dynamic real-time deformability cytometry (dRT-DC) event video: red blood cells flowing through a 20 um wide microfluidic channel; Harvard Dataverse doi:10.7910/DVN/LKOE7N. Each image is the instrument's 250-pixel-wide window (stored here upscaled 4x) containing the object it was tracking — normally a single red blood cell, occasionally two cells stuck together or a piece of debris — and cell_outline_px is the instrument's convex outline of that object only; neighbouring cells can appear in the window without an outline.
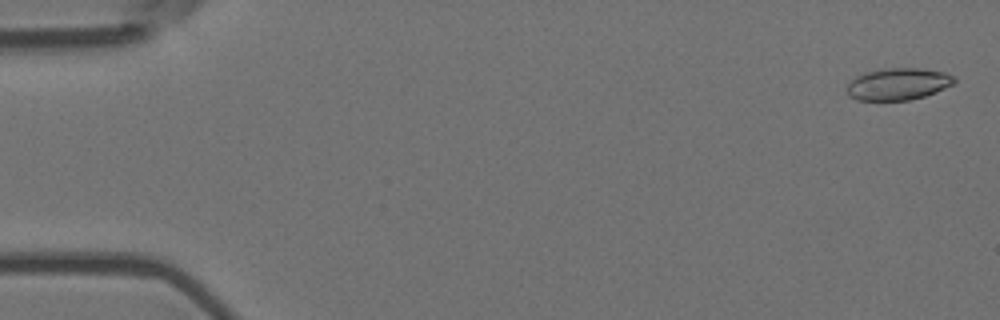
{"species": "Egyptian fruit bat (a non-hibernating species)", "species_latin": "Rousettus aegyptiacus", "temperature_condition": "room temperature", "stored_images_in_passage": 55, "camera_frame_rate_fps": 3000, "um_per_image_px": 0.085, "animal": {"sex": "female"}, "frame": {"image": 1, "passage_image": 2, "time_ms": 0.333, "image_size_px": [1000, 320], "cell_outline_px": [[956, 84], [936, 92], [924, 96], [908, 100], [856, 100], [848, 96], [848, 84], [856, 76], [864, 72], [884, 68], [920, 68], [944, 72], [956, 76]], "centroid_in_image_um": [76.38, 7.13], "position_along_channel_um": 8.6, "area_um2": 20.17}}
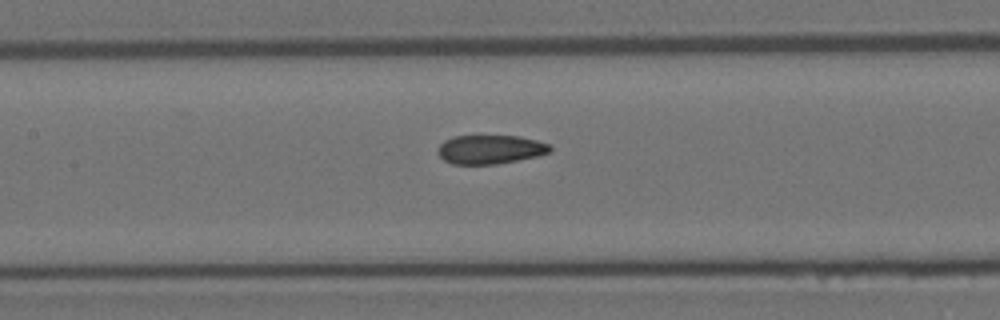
{"frame": {"image": 2, "passage_image": 26, "time_ms": 8.333, "image_size_px": [1000, 320], "cell_outline_px": [[552, 148], [548, 152], [536, 156], [496, 164], [452, 164], [444, 160], [440, 156], [440, 144], [444, 140], [452, 136], [520, 136], [552, 144]], "centroid_in_image_um": [41.68, 12.69], "position_along_channel_um": 165.7, "area_um2": 18.73}}
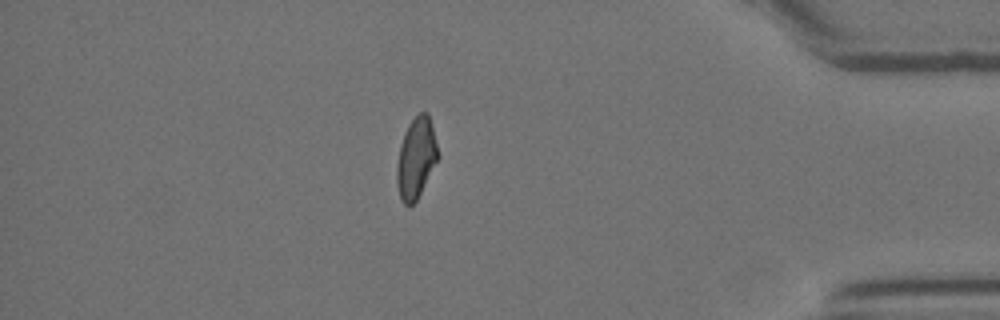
{"frame": {"image": 3, "passage_image": 48, "time_ms": 15.667, "image_size_px": [1000, 320], "cell_outline_px": [[440, 156], [416, 200], [412, 204], [404, 204], [400, 200], [396, 180], [396, 164], [400, 144], [404, 132], [408, 124], [420, 112], [428, 112]], "centroid_in_image_um": [35.35, 13.42], "position_along_channel_um": 399.8, "area_um2": 19.36}, "authors_computed_cell_mechanics": {"area_um2": 19.8254, "velocity_mm_per_s": 3.7003, "shape_relaxation_time_tau1_ms": null, "shape_relaxation_time_tau2_ms": 1.4481, "deformation_change_tau1": null, "deformation_change_tau2": 0.073}}